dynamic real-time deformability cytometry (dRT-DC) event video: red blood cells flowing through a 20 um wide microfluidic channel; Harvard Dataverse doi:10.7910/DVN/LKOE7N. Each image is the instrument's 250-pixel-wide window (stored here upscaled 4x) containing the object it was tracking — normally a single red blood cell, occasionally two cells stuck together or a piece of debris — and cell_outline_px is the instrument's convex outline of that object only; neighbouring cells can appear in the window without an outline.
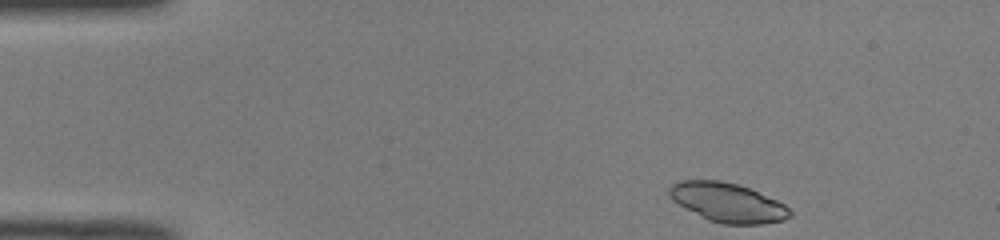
{"species": "common noctule bat (a hibernating species)", "species_latin": "Nyctalus noctula", "temperature_condition": "room temperature", "stored_images_in_passage": 44, "camera_frame_rate_fps": 3000, "um_per_image_px": 0.085, "animal": {"sex": "male", "body_mass_g": 19.0, "forearm_length_mm": 50.8}, "frame": {"image": 1, "passage_image": 1, "time_ms": 0.0, "image_size_px": [1000, 240], "cell_outline_px": [[792, 216], [784, 220], [764, 224], [720, 224], [708, 220], [672, 200], [668, 196], [668, 188], [672, 184], [680, 180], [720, 180], [736, 184], [748, 188], [776, 200], [784, 204], [792, 212]], "centroid_in_image_um": [61.84, 17.22], "position_along_channel_um": 23.2, "area_um2": 27.46}}